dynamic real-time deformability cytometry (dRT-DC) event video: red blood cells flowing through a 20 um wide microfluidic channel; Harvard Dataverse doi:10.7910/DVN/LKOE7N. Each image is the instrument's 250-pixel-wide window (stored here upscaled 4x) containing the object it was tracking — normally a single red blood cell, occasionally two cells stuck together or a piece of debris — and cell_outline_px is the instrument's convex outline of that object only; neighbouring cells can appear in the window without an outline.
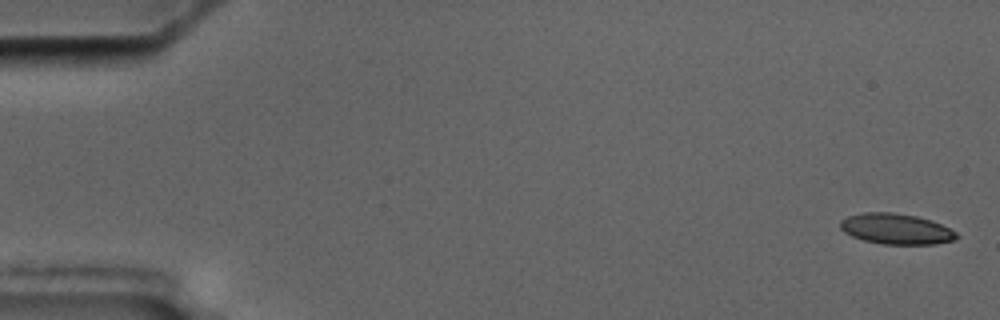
{"species": "common noctule bat (a hibernating species)", "species_latin": "Nyctalus noctula", "temperature_condition": "cold", "stored_images_in_passage": 6, "camera_frame_rate_fps": 3000, "um_per_image_px": 0.085, "animal": {"sex": "male", "body_mass_g": 17.5, "forearm_length_mm": 52.3}, "frame": {"image": 1, "passage_image": 1, "time_ms": 0.0, "image_size_px": [1000, 320], "cell_outline_px": [[960, 236], [956, 240], [936, 244], [884, 244], [864, 240], [852, 236], [844, 232], [840, 228], [840, 220], [848, 216], [864, 212], [892, 212], [916, 216], [940, 224], [956, 232]], "centroid_in_image_um": [76.17, 19.46], "position_along_channel_um": 8.8, "area_um2": 20.69}}